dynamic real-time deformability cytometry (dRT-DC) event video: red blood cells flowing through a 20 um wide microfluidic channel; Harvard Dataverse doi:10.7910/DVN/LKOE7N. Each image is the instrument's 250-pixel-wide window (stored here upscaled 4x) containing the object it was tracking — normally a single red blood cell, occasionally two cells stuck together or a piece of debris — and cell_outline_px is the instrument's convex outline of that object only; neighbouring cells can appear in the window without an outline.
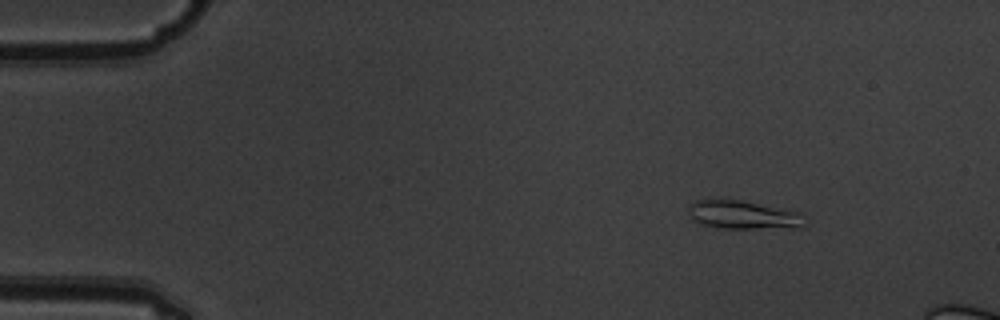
{"species": "common noctule bat (a hibernating species)", "species_latin": "Nyctalus noctula", "temperature_condition": "warm", "stored_images_in_passage": 4, "camera_frame_rate_fps": 3000, "um_per_image_px": 0.085, "animal": {"sex": "male", "body_mass_g": 19.5, "forearm_length_mm": 54.6}, "frame": {"image": 1, "passage_image": 2, "time_ms": 0.333, "image_size_px": [1000, 320], "cell_outline_px": [[804, 228], [724, 228], [704, 224], [692, 220], [688, 212], [688, 204], [692, 200], [712, 196], [740, 200], [800, 212], [804, 224]], "centroid_in_image_um": [63.06, 18.22], "position_along_channel_um": 21.9, "area_um2": 19.83}}